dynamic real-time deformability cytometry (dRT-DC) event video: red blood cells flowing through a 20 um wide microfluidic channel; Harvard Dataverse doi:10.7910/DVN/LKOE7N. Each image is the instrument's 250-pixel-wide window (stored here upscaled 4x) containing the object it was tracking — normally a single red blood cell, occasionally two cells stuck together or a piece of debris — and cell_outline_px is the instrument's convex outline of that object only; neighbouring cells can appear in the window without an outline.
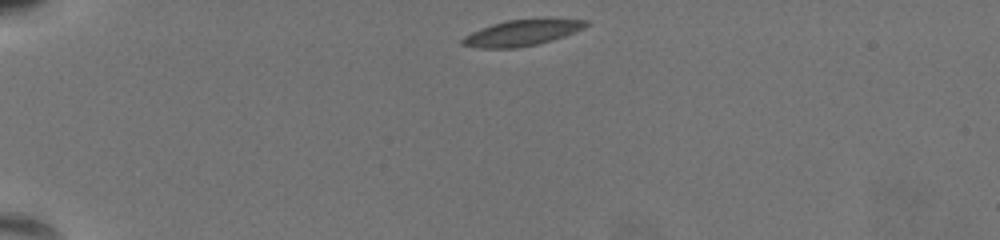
{"species": "common noctule bat (a hibernating species)", "species_latin": "Nyctalus noctula", "temperature_condition": "warm", "stored_images_in_passage": 44, "camera_frame_rate_fps": 3000, "um_per_image_px": 0.085, "animal": {"sex": "female", "body_mass_g": 19.5, "forearm_length_mm": 54.1}, "frame": {"image": 1, "passage_image": 1, "time_ms": 0.0, "image_size_px": [1000, 240], "cell_outline_px": [[588, 24], [584, 28], [564, 36], [552, 40], [536, 44], [516, 48], [476, 48], [460, 44], [460, 40], [464, 36], [480, 28], [492, 24], [508, 20], [544, 16], [552, 16], [588, 20]], "centroid_in_image_um": [44.42, 2.74], "position_along_channel_um": 40.6, "area_um2": 19.48}}
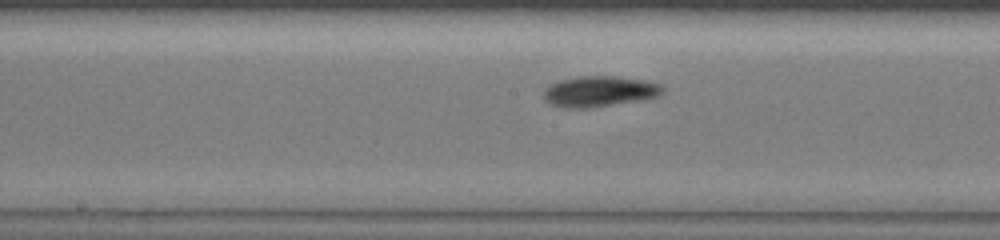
{"frame": {"image": 2, "passage_image": 19, "time_ms": 6.0, "image_size_px": [1000, 240], "cell_outline_px": [[664, 92], [656, 96], [636, 100], [584, 108], [568, 108], [552, 104], [544, 96], [544, 88], [560, 80], [580, 76], [616, 76], [648, 80], [660, 84], [664, 88]], "centroid_in_image_um": [50.97, 7.74], "position_along_channel_um": 197.2, "area_um2": 20.81}}
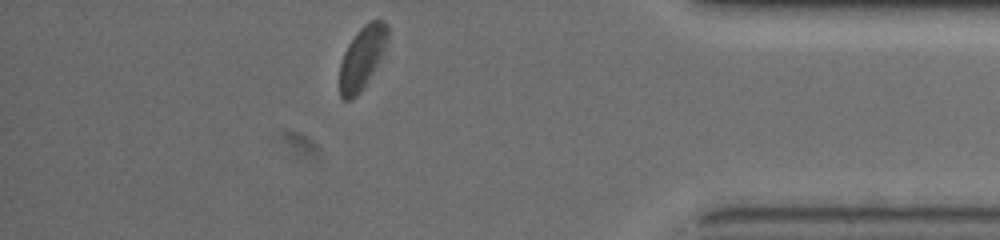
{"frame": {"image": 3, "passage_image": 38, "time_ms": 12.333, "image_size_px": [1000, 240], "cell_outline_px": [[388, 40], [380, 60], [360, 92], [352, 100], [344, 100], [340, 96], [340, 64], [344, 52], [348, 44], [356, 32], [364, 24], [372, 20], [384, 20], [388, 24]], "centroid_in_image_um": [30.79, 4.88], "position_along_channel_um": 404.4, "area_um2": 17.51}, "authors_computed_cell_mechanics": {"area_um2": 19.4497, "velocity_mm_per_s": 3.6779, "shape_relaxation_time_tau1_ms": 2.6534, "shape_relaxation_time_tau2_ms": 2.1603, "deformation_change_tau1": 0.1001, "deformation_change_tau2": 0.0672}}